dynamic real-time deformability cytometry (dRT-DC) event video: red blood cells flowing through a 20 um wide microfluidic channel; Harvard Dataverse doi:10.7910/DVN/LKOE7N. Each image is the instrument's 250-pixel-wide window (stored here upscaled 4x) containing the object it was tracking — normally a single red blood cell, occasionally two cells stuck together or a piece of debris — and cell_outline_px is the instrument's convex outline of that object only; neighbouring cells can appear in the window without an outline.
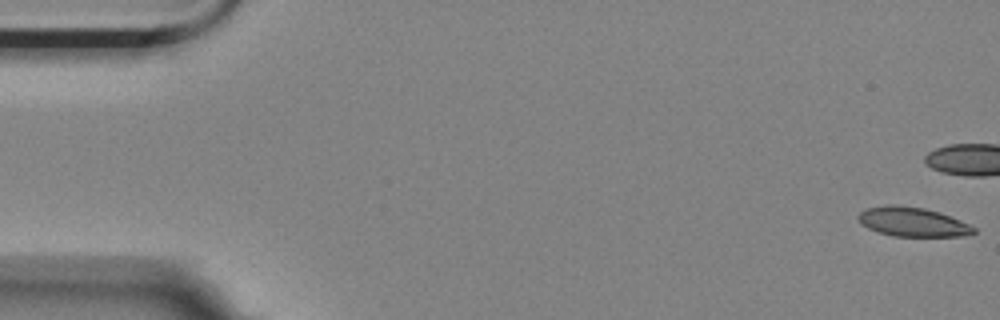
{"species": "Egyptian fruit bat (a non-hibernating species)", "species_latin": "Rousettus aegyptiacus", "temperature_condition": "room temperature", "stored_images_in_passage": 11, "camera_frame_rate_fps": 3000, "um_per_image_px": 0.085, "animal": {"sex": "female"}, "frame": {"image": 1, "passage_image": 1, "time_ms": 0.0, "image_size_px": [1000, 320], "cell_outline_px": [[976, 232], [964, 236], [892, 236], [868, 228], [860, 224], [856, 216], [864, 208], [924, 208], [940, 212], [960, 220], [976, 228]], "centroid_in_image_um": [77.61, 18.91], "position_along_channel_um": 7.4, "area_um2": 18.9}}